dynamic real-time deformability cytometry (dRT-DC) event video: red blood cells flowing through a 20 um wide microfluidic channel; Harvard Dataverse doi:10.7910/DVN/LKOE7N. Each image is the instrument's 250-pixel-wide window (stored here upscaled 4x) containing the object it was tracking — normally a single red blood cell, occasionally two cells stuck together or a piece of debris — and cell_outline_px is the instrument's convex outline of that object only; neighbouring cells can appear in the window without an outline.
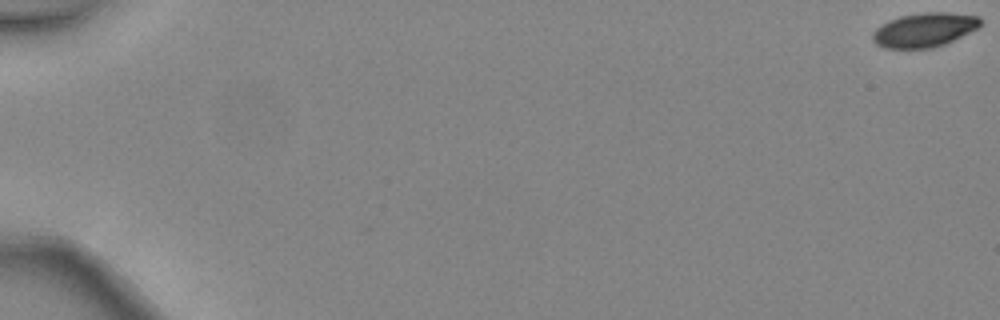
{"species": "common noctule bat (a hibernating species)", "species_latin": "Nyctalus noctula", "temperature_condition": "warm", "stored_images_in_passage": 4, "camera_frame_rate_fps": 3000, "um_per_image_px": 0.085, "animal": {"sex": "female", "body_mass_g": 24.6, "forearm_length_mm": 56.2}, "frame": {"image": 1, "passage_image": 1, "time_ms": 0.0, "image_size_px": [1000, 320], "cell_outline_px": [[980, 24], [976, 28], [944, 44], [932, 48], [884, 48], [876, 44], [872, 40], [872, 32], [880, 24], [900, 16], [924, 12], [948, 12], [980, 16]], "centroid_in_image_um": [78.52, 2.53], "position_along_channel_um": 6.5, "area_um2": 21.33}}